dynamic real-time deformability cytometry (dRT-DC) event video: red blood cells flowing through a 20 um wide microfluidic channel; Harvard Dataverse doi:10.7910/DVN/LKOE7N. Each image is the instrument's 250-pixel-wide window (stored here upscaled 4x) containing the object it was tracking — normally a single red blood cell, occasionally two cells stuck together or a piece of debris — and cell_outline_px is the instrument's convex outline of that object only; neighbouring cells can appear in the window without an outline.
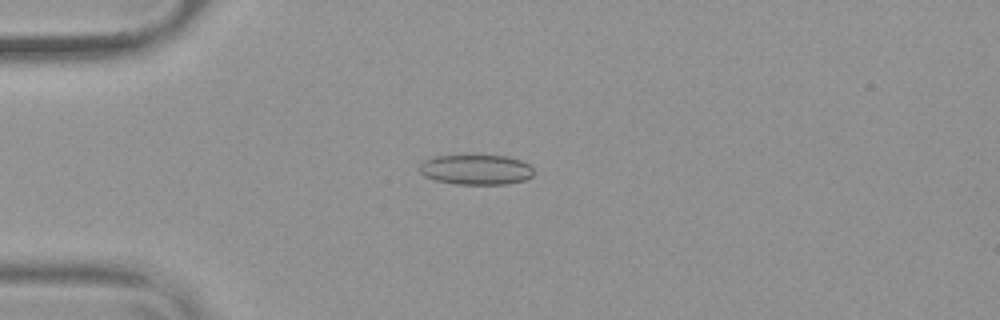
{"species": "common noctule bat (a hibernating species)", "species_latin": "Nyctalus noctula", "temperature_condition": "warm", "stored_images_in_passage": 53, "camera_frame_rate_fps": 3000, "um_per_image_px": 0.085, "animal": {"sex": "female", "body_mass_g": 19.9}, "frame": {"image": 1, "passage_image": 14, "time_ms": 4.333, "image_size_px": [1000, 320], "cell_outline_px": [[532, 176], [524, 180], [508, 184], [456, 184], [436, 180], [424, 176], [420, 172], [420, 164], [424, 160], [436, 156], [508, 156], [520, 160], [528, 164], [532, 168]], "centroid_in_image_um": [40.46, 14.42], "position_along_channel_um": 44.5, "area_um2": 19.83}}
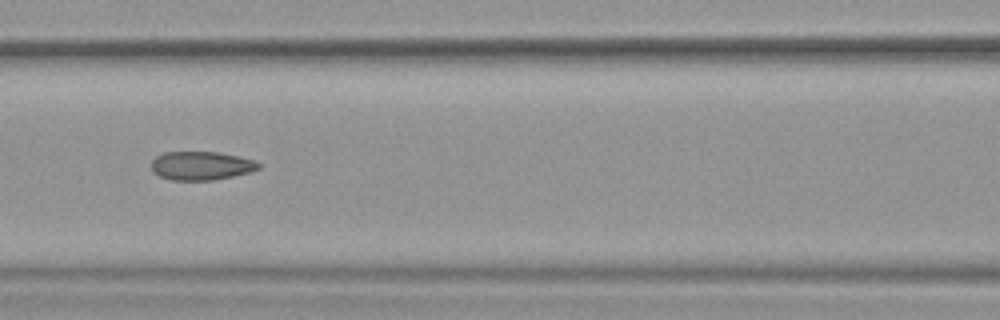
{"frame": {"image": 2, "passage_image": 24, "time_ms": 7.667, "image_size_px": [1000, 320], "cell_outline_px": [[260, 168], [252, 172], [212, 180], [168, 180], [152, 172], [152, 160], [156, 156], [164, 152], [216, 152], [256, 160], [260, 164]], "centroid_in_image_um": [17.1, 14.09], "position_along_channel_um": 149.5, "area_um2": 17.92}}
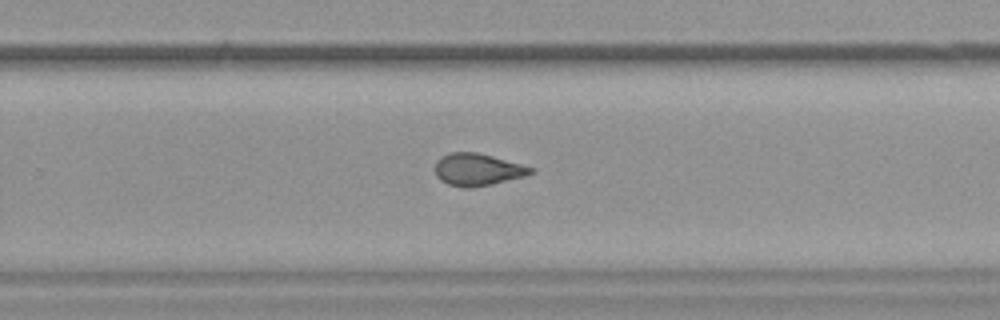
{"frame": {"image": 3, "passage_image": 35, "time_ms": 11.333, "image_size_px": [1000, 320], "cell_outline_px": [[536, 172], [524, 176], [492, 184], [468, 188], [464, 188], [448, 184], [440, 180], [436, 176], [436, 160], [440, 156], [448, 152], [476, 152], [492, 156], [536, 168]], "centroid_in_image_um": [40.59, 14.41], "position_along_channel_um": 289.2, "area_um2": 18.03}, "authors_computed_cell_mechanics": {"area_um2": 19.2474, "velocity_mm_per_s": 3.8204, "shape_relaxation_time_tau1_ms": null, "shape_relaxation_time_tau2_ms": 1.6247, "deformation_change_tau1": null, "deformation_change_tau2": 0.0991}}